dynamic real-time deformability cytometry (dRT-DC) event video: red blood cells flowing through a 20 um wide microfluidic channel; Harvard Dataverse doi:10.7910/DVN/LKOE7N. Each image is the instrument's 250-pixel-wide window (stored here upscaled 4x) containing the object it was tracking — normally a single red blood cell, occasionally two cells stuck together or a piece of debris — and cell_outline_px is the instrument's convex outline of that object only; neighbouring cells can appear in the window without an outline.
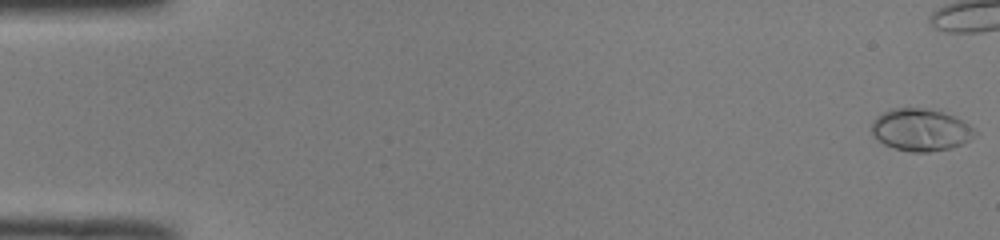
{"species": "common noctule bat (a hibernating species)", "species_latin": "Nyctalus noctula", "temperature_condition": "room temperature", "stored_images_in_passage": 41, "camera_frame_rate_fps": 3000, "um_per_image_px": 0.085, "animal": {"sex": "male", "body_mass_g": 19.0, "forearm_length_mm": 50.8}, "frame": {"image": 1, "passage_image": 1, "time_ms": 0.0, "image_size_px": [1000, 240], "cell_outline_px": [[980, 132], [968, 140], [960, 144], [948, 148], [928, 152], [912, 152], [896, 148], [884, 144], [872, 136], [872, 120], [876, 116], [892, 108], [924, 108], [940, 112], [952, 116], [968, 124]], "centroid_in_image_um": [78.23, 11.03], "position_along_channel_um": 6.8, "area_um2": 25.14}}
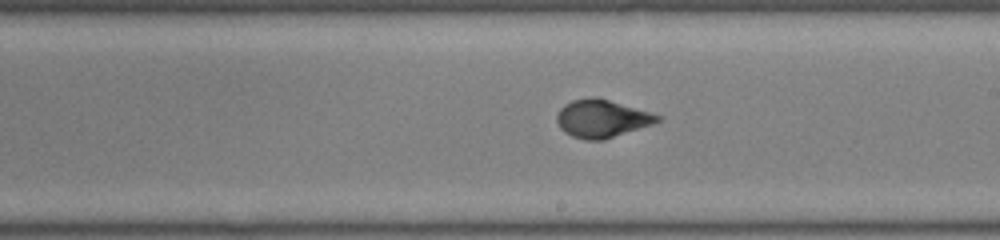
{"frame": {"image": 2, "passage_image": 30, "time_ms": 9.667, "image_size_px": [1000, 240], "cell_outline_px": [[664, 120], [604, 140], [584, 140], [572, 136], [564, 132], [560, 128], [556, 120], [556, 116], [560, 108], [564, 104], [572, 100], [592, 96], [608, 100], [648, 112], [660, 116]], "centroid_in_image_um": [51.11, 10.09], "position_along_channel_um": 237.9, "area_um2": 22.02}}
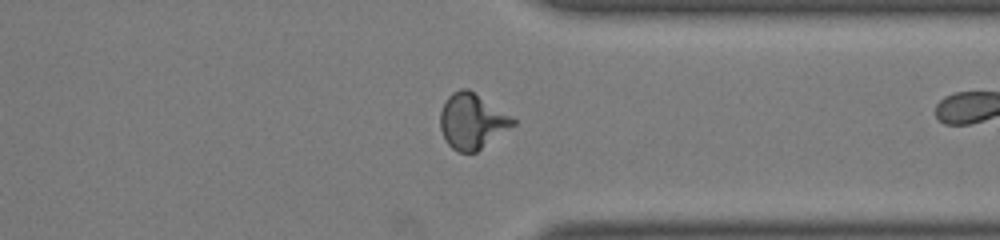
{"frame": {"image": 3, "passage_image": 40, "time_ms": 13.0, "image_size_px": [1000, 240], "cell_outline_px": [[516, 124], [476, 152], [460, 152], [452, 148], [444, 140], [440, 128], [440, 112], [448, 96], [452, 92], [460, 88], [468, 88], [516, 120]], "centroid_in_image_um": [40.09, 10.3], "position_along_channel_um": 371.3, "area_um2": 23.24}}